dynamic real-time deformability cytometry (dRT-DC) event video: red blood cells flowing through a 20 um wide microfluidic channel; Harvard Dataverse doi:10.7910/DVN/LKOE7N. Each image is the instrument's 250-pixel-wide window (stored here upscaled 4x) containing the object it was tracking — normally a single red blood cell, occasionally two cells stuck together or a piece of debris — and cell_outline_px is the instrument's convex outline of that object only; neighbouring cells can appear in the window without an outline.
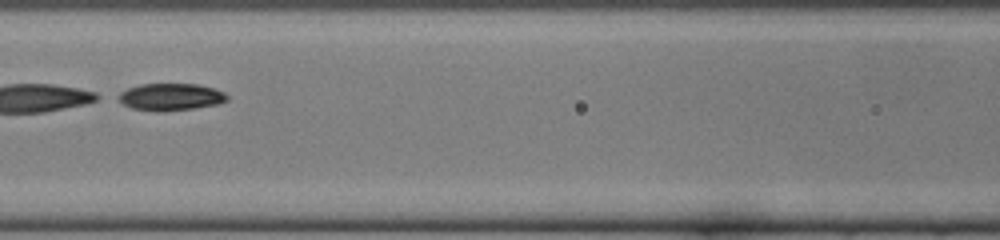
{"species": "common noctule bat (a hibernating species)", "species_latin": "Nyctalus noctula", "temperature_condition": "cold", "stored_images_in_passage": 44, "segment_of_instrument_passage": [2, 2], "camera_frame_rate_fps": 3000, "um_per_image_px": 0.085, "animal": {"sex": "female", "body_mass_g": 22.0, "forearm_length_mm": 56.7}, "frame": {"image": 1, "passage_image": 17, "time_ms": 5.333, "image_size_px": [1000, 240], "cell_outline_px": [[228, 100], [216, 104], [196, 108], [164, 112], [156, 112], [132, 108], [124, 104], [112, 96], [128, 88], [140, 84], [200, 84], [224, 92], [228, 96]], "centroid_in_image_um": [14.46, 8.24], "position_along_channel_um": 152.1, "area_um2": 17.46}}
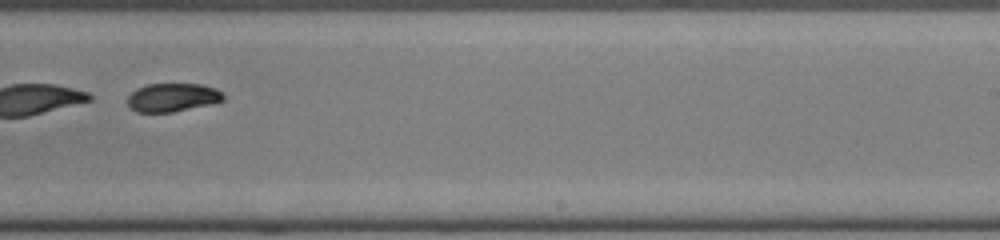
{"frame": {"image": 2, "passage_image": 26, "time_ms": 8.333, "image_size_px": [1000, 240], "cell_outline_px": [[224, 100], [212, 104], [172, 112], [136, 112], [128, 108], [128, 96], [136, 88], [148, 84], [200, 84], [216, 88], [224, 92]], "centroid_in_image_um": [14.67, 8.28], "position_along_channel_um": 274.3, "area_um2": 16.07}}
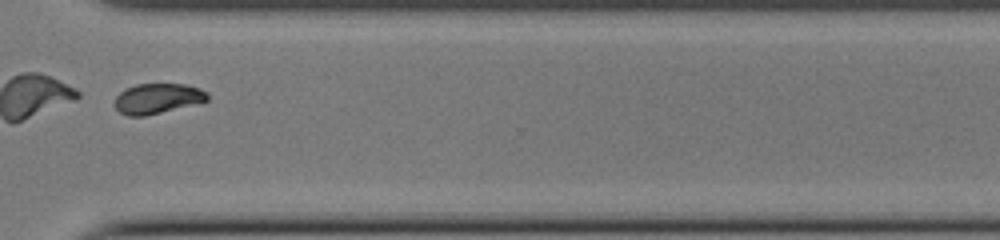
{"frame": {"image": 3, "passage_image": 32, "time_ms": 10.333, "image_size_px": [1000, 240], "cell_outline_px": [[208, 100], [144, 116], [128, 116], [120, 112], [116, 108], [116, 96], [124, 88], [136, 84], [184, 84], [200, 88], [208, 92]], "centroid_in_image_um": [13.37, 8.35], "position_along_channel_um": 357.2, "area_um2": 16.07}}